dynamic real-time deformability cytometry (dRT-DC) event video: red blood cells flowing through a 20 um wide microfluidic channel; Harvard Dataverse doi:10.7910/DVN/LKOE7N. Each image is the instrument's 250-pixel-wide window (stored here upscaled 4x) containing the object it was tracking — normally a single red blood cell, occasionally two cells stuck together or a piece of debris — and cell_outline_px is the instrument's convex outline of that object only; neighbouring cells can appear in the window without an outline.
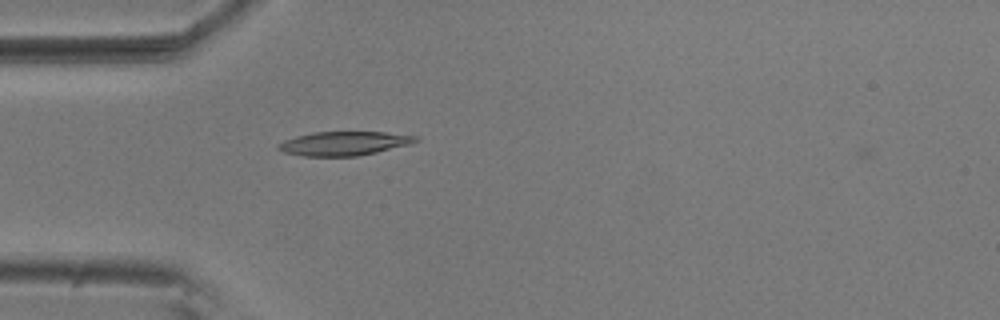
{"species": "common noctule bat (a hibernating species)", "species_latin": "Nyctalus noctula", "temperature_condition": "room temperature", "stored_images_in_passage": 2, "camera_frame_rate_fps": 3000, "um_per_image_px": 0.085, "animal": {"sex": "male", "body_mass_g": 20.5, "forearm_length_mm": 52.5}, "frame": {"image": 1, "passage_image": 2, "time_ms": 0.333, "image_size_px": [1000, 320], "cell_outline_px": [[420, 140], [408, 144], [376, 152], [356, 156], [304, 156], [284, 152], [276, 148], [276, 144], [284, 140], [296, 136], [312, 132], [384, 132], [416, 136]], "centroid_in_image_um": [29.18, 12.19], "position_along_channel_um": 55.8, "area_um2": 19.02}}